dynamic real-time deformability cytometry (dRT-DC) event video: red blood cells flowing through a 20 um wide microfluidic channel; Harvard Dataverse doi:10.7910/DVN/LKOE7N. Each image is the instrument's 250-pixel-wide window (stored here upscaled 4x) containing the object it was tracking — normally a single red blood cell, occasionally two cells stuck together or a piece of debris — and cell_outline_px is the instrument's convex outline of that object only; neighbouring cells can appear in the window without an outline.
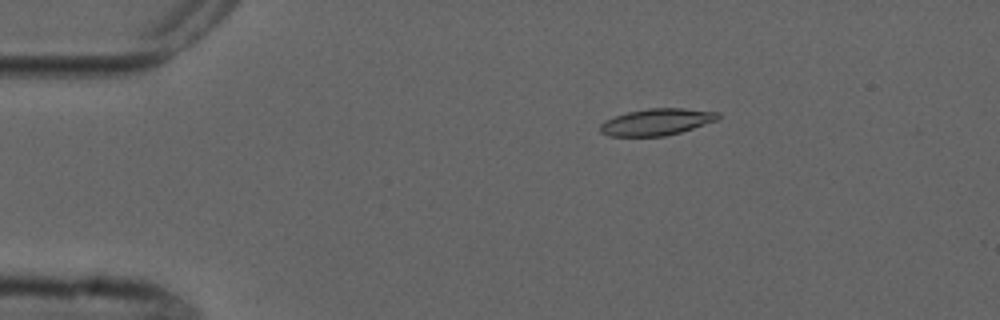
{"species": "common noctule bat (a hibernating species)", "species_latin": "Nyctalus noctula", "temperature_condition": "cold", "stored_images_in_passage": 9, "camera_frame_rate_fps": 3000, "um_per_image_px": 0.085, "animal": {"sex": "male", "forearm_length_mm": 52.5}, "frame": {"image": 1, "passage_image": 3, "time_ms": 2.333, "image_size_px": [1000, 320], "cell_outline_px": [[720, 116], [716, 120], [680, 132], [664, 136], [608, 136], [600, 132], [600, 124], [604, 120], [628, 112], [648, 108], [684, 108], [720, 112]], "centroid_in_image_um": [55.79, 10.36], "position_along_channel_um": 29.2, "area_um2": 18.21}}
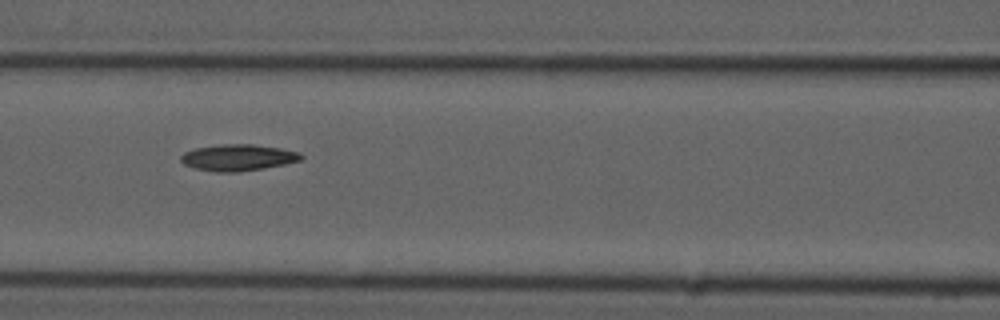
{"frame": {"image": 2, "passage_image": 7, "time_ms": 7.0, "image_size_px": [1000, 320], "cell_outline_px": [[304, 156], [300, 160], [284, 164], [264, 168], [236, 172], [216, 172], [192, 168], [184, 164], [180, 160], [180, 156], [184, 152], [196, 148], [220, 144], [252, 144], [280, 148], [300, 152]], "centroid_in_image_um": [20.21, 13.39], "position_along_channel_um": 146.4, "area_um2": 18.55}}
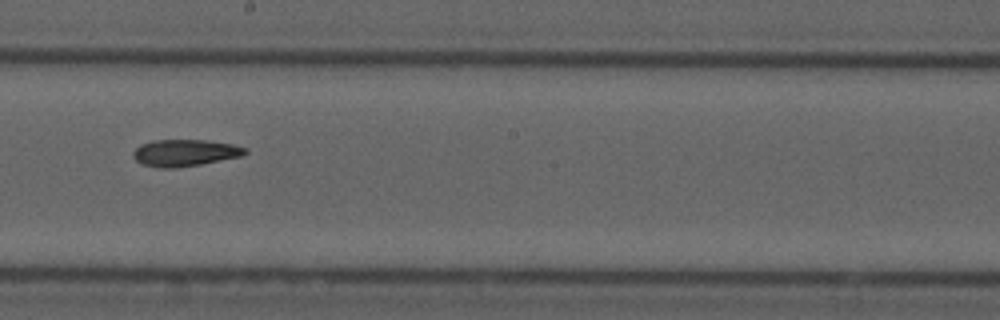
{"frame": {"image": 3, "passage_image": 9, "time_ms": 9.333, "image_size_px": [1000, 320], "cell_outline_px": [[248, 152], [244, 156], [200, 164], [176, 168], [156, 168], [140, 164], [132, 156], [132, 152], [140, 144], [152, 140], [208, 140], [232, 144], [248, 148]], "centroid_in_image_um": [15.71, 12.99], "position_along_channel_um": 232.5, "area_um2": 17.8}}